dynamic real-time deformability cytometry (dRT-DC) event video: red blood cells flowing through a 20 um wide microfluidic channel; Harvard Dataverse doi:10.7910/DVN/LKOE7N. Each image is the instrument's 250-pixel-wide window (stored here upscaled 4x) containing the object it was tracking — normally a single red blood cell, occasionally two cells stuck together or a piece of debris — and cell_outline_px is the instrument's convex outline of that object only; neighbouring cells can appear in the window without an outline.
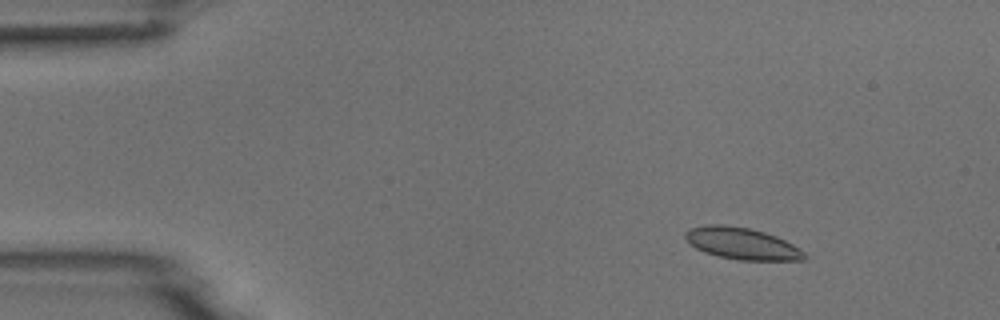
{"species": "common noctule bat (a hibernating species)", "species_latin": "Nyctalus noctula", "temperature_condition": "room temperature", "stored_images_in_passage": 6, "camera_frame_rate_fps": 3000, "um_per_image_px": 0.085, "animal": {"sex": "male", "body_mass_g": 18.8}, "frame": {"image": 1, "passage_image": 3, "time_ms": 2.333, "image_size_px": [1000, 320], "cell_outline_px": [[808, 256], [804, 260], [740, 260], [720, 256], [704, 252], [688, 244], [684, 236], [684, 232], [688, 228], [708, 224], [724, 224], [748, 228], [764, 232], [776, 236], [792, 244], [804, 252]], "centroid_in_image_um": [63.02, 20.69], "position_along_channel_um": 22.0, "area_um2": 22.08}}
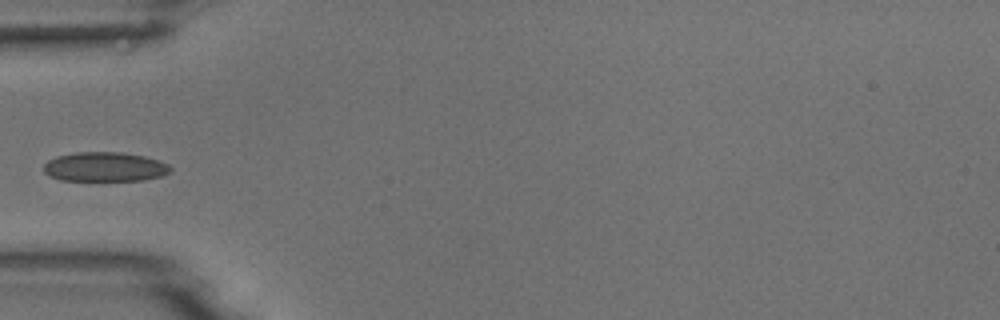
{"frame": {"image": 2, "passage_image": 6, "time_ms": 6.0, "image_size_px": [1000, 320], "cell_outline_px": [[172, 172], [160, 176], [144, 180], [60, 180], [48, 176], [44, 172], [44, 164], [48, 160], [56, 156], [76, 152], [120, 152], [144, 156], [168, 164], [172, 168]], "centroid_in_image_um": [8.89, 14.18], "position_along_channel_um": 76.1, "area_um2": 21.73}}